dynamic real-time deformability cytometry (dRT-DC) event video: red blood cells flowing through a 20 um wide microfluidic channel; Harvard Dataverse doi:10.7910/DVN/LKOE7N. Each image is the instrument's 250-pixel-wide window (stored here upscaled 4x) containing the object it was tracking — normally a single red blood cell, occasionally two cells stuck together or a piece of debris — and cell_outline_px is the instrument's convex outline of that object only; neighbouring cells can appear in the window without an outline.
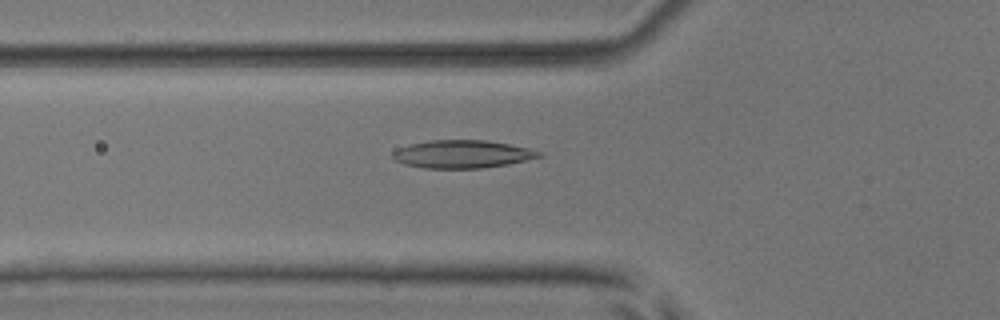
{"species": "common noctule bat (a hibernating species)", "species_latin": "Nyctalus noctula", "temperature_condition": "room temperature", "stored_images_in_passage": 53, "camera_frame_rate_fps": 3000, "um_per_image_px": 0.085, "animal": {"sex": "male", "body_mass_g": 17.9, "forearm_length_mm": 54.2}, "frame": {"image": 1, "passage_image": 19, "time_ms": 6.0, "image_size_px": [1000, 320], "cell_outline_px": [[544, 156], [508, 164], [484, 168], [424, 168], [404, 164], [396, 160], [392, 156], [392, 152], [396, 148], [408, 144], [428, 140], [488, 140], [528, 148], [544, 152]], "centroid_in_image_um": [39.29, 13.09], "position_along_channel_um": 86.5, "area_um2": 23.99}}
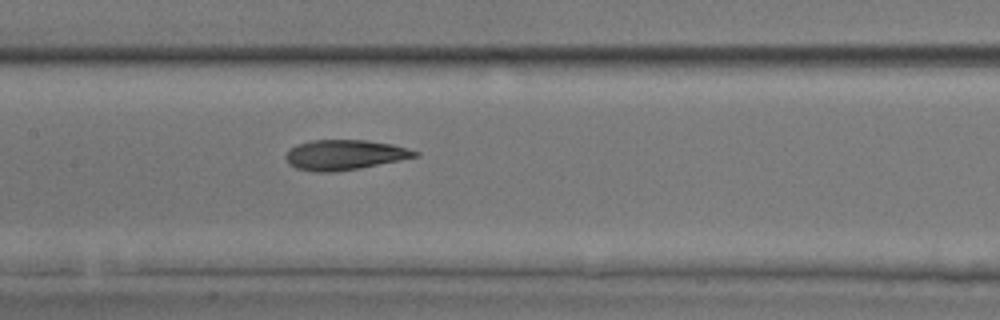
{"frame": {"image": 2, "passage_image": 26, "time_ms": 8.333, "image_size_px": [1000, 320], "cell_outline_px": [[420, 156], [360, 168], [332, 172], [312, 172], [296, 168], [288, 164], [284, 156], [288, 148], [296, 144], [312, 140], [368, 140], [392, 144], [420, 152]], "centroid_in_image_um": [29.25, 13.16], "position_along_channel_um": 178.2, "area_um2": 22.89}}
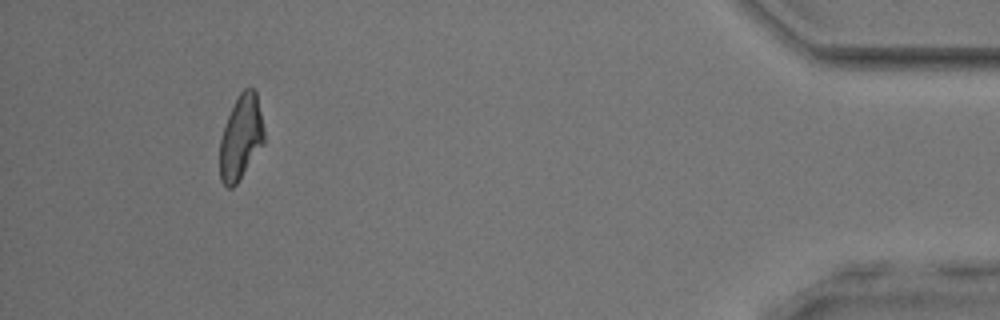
{"frame": {"image": 3, "passage_image": 49, "time_ms": 16.0, "image_size_px": [1000, 320], "cell_outline_px": [[264, 144], [236, 184], [232, 188], [228, 188], [220, 180], [220, 140], [228, 116], [240, 92], [244, 88], [256, 88], [264, 128]], "centroid_in_image_um": [20.49, 11.67], "position_along_channel_um": 414.7, "area_um2": 21.73}, "authors_computed_cell_mechanics": {"area_um2": 22.6576, "velocity_mm_per_s": 3.9201, "shape_relaxation_time_tau1_ms": 7.3332, "shape_relaxation_time_tau2_ms": 3.5603, "deformation_change_tau1": 0.1807, "deformation_change_tau2": 0.1213}}